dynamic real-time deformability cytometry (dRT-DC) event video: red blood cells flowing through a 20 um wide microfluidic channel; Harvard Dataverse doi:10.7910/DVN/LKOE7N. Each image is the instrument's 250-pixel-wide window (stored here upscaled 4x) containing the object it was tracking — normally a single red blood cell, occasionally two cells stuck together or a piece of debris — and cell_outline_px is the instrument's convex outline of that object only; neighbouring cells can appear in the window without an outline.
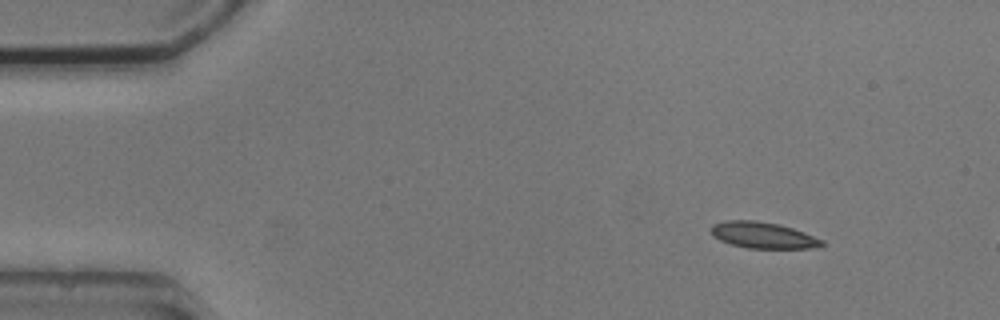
{"species": "common noctule bat (a hibernating species)", "species_latin": "Nyctalus noctula", "temperature_condition": "cold", "stored_images_in_passage": 3, "camera_frame_rate_fps": 3000, "um_per_image_px": 0.085, "animal": {"sex": "male", "body_mass_g": 20.5, "forearm_length_mm": 52.5}, "frame": {"image": 1, "passage_image": 1, "time_ms": 0.0, "image_size_px": [1000, 320], "cell_outline_px": [[824, 244], [812, 248], [748, 248], [732, 244], [720, 240], [712, 236], [708, 228], [712, 224], [724, 220], [756, 220], [780, 224], [804, 232], [824, 240]], "centroid_in_image_um": [64.8, 19.97], "position_along_channel_um": 20.2, "area_um2": 17.11}}